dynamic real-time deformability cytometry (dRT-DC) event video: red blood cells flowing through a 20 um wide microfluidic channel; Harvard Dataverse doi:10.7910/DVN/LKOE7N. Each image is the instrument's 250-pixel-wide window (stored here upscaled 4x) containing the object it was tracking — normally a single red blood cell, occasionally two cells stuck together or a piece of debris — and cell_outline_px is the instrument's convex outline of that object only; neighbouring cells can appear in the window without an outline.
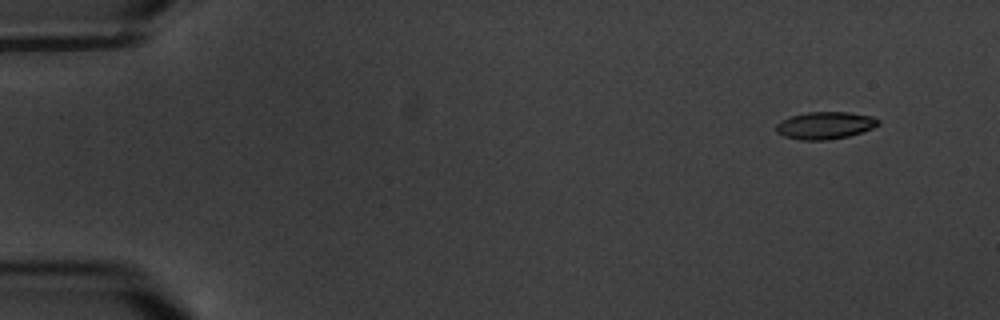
{"species": "common noctule bat (a hibernating species)", "species_latin": "Nyctalus noctula", "temperature_condition": "warm", "stored_images_in_passage": 5, "camera_frame_rate_fps": 3000, "um_per_image_px": 0.085, "animal": {"sex": "male", "body_mass_g": 20.1, "forearm_length_mm": 53.5}, "frame": {"image": 1, "passage_image": 2, "time_ms": 1.333, "image_size_px": [1000, 320], "cell_outline_px": [[880, 124], [872, 128], [848, 136], [828, 140], [800, 140], [784, 136], [776, 132], [776, 124], [780, 120], [792, 116], [808, 112], [848, 112], [872, 116], [880, 120]], "centroid_in_image_um": [70.12, 10.66], "position_along_channel_um": 14.9, "area_um2": 16.24}}